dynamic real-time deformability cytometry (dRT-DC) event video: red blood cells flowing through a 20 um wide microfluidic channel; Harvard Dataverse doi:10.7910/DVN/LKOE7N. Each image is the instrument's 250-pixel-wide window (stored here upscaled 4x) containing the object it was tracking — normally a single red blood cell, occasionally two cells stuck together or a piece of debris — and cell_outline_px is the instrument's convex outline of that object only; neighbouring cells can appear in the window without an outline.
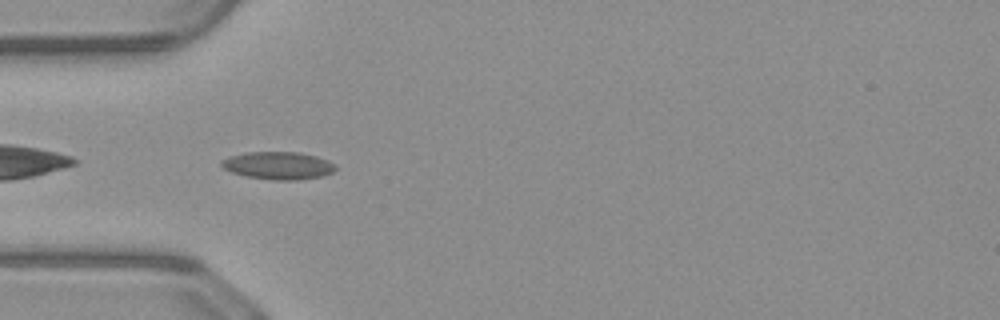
{"species": "common noctule bat (a hibernating species)", "species_latin": "Nyctalus noctula", "temperature_condition": "warm", "stored_images_in_passage": 37, "camera_frame_rate_fps": 3000, "um_per_image_px": 0.085, "animal": {"sex": "male", "body_mass_g": 23.1, "forearm_length_mm": 52.7}, "frame": {"image": 1, "passage_image": 2, "time_ms": 0.333, "image_size_px": [1000, 320], "cell_outline_px": [[336, 168], [332, 172], [320, 176], [296, 180], [276, 180], [248, 176], [232, 172], [224, 168], [220, 164], [220, 160], [228, 156], [248, 152], [300, 152], [316, 156], [328, 160], [336, 164]], "centroid_in_image_um": [23.64, 14.05], "position_along_channel_um": 61.4, "area_um2": 18.26}}
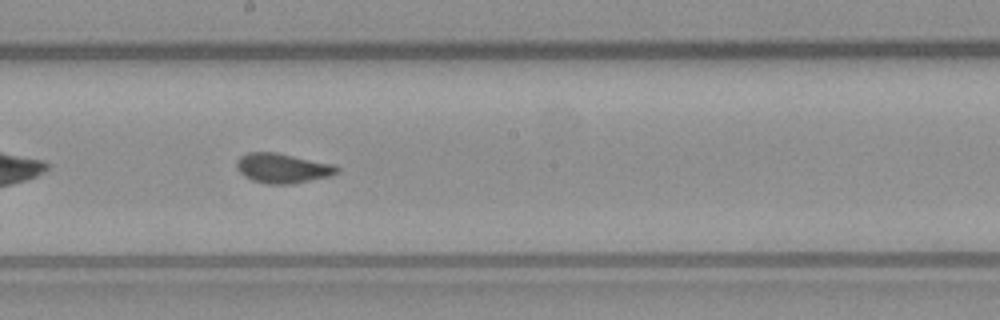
{"frame": {"image": 2, "passage_image": 14, "time_ms": 4.333, "image_size_px": [1000, 320], "cell_outline_px": [[340, 172], [332, 176], [292, 184], [268, 184], [252, 180], [244, 176], [236, 168], [236, 164], [240, 156], [248, 152], [276, 152], [336, 164], [340, 168]], "centroid_in_image_um": [24.07, 14.29], "position_along_channel_um": 224.1, "area_um2": 17.69}}
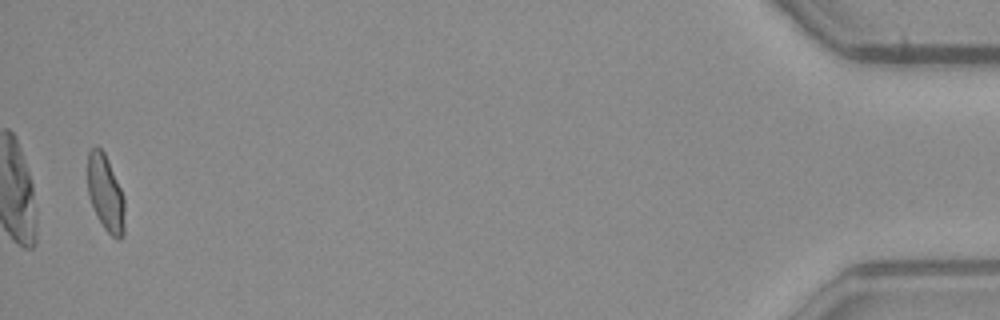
{"frame": {"image": 3, "passage_image": 36, "time_ms": 11.667, "image_size_px": [1000, 320], "cell_outline_px": [[124, 236], [120, 240], [116, 240], [104, 228], [88, 196], [88, 152], [96, 144], [104, 152], [108, 160], [124, 196]], "centroid_in_image_um": [8.98, 16.43], "position_along_channel_um": 426.2, "area_um2": 16.42}, "authors_computed_cell_mechanics": {"area_um2": 16.7042, "velocity_mm_per_s": 4.0887, "shape_relaxation_time_tau1_ms": 8.0067, "shape_relaxation_time_tau2_ms": 0.9411, "deformation_change_tau1": 0.2087, "deformation_change_tau2": 0.0705}}